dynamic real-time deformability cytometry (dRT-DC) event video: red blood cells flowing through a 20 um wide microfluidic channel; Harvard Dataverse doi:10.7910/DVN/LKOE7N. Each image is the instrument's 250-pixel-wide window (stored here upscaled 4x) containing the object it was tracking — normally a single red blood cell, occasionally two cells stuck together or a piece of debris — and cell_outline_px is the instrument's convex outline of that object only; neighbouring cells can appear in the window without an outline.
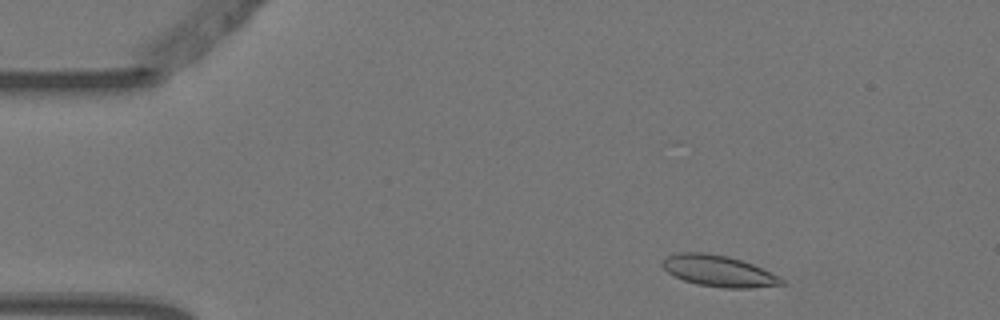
{"species": "Egyptian fruit bat (a non-hibernating species)", "species_latin": "Rousettus aegyptiacus", "temperature_condition": "warm", "stored_images_in_passage": 4, "camera_frame_rate_fps": 3000, "um_per_image_px": 0.085, "animal": {"sex": "female"}, "frame": {"image": 1, "passage_image": 1, "time_ms": 0.0, "image_size_px": [1000, 320], "cell_outline_px": [[788, 284], [752, 288], [724, 288], [696, 284], [684, 280], [668, 272], [660, 264], [668, 256], [680, 252], [704, 252], [728, 256], [752, 264], [780, 276]], "centroid_in_image_um": [61.12, 23.04], "position_along_channel_um": 23.9, "area_um2": 21.68}}
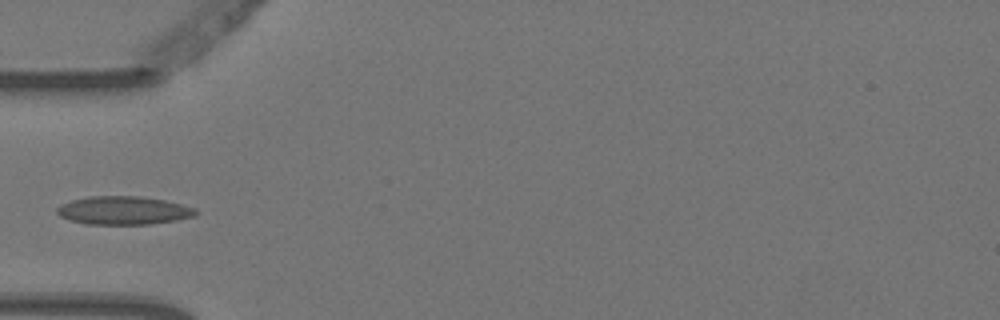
{"frame": {"image": 2, "passage_image": 4, "time_ms": 1.0, "image_size_px": [1000, 320], "cell_outline_px": [[200, 212], [196, 216], [176, 220], [148, 224], [88, 224], [68, 220], [60, 216], [56, 212], [56, 208], [60, 204], [72, 200], [88, 196], [140, 196], [164, 200], [196, 208]], "centroid_in_image_um": [10.5, 17.88], "position_along_channel_um": 74.5, "area_um2": 23.0}}